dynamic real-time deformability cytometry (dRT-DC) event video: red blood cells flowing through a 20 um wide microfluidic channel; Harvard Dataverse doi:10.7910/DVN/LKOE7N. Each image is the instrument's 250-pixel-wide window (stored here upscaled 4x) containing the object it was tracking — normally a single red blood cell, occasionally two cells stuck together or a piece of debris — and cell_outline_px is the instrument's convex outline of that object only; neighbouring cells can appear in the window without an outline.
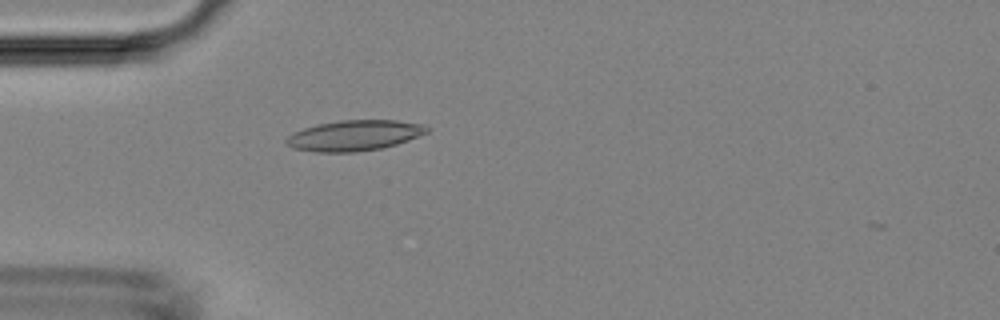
{"species": "Egyptian fruit bat (a non-hibernating species)", "species_latin": "Rousettus aegyptiacus", "temperature_condition": "room temperature", "stored_images_in_passage": 35, "camera_frame_rate_fps": 3000, "um_per_image_px": 0.085, "animal": {"sex": "female"}, "frame": {"image": 1, "passage_image": 1, "time_ms": 0.0, "image_size_px": [1000, 320], "cell_outline_px": [[428, 132], [408, 140], [396, 144], [380, 148], [356, 152], [316, 152], [292, 148], [284, 140], [292, 132], [316, 124], [340, 120], [396, 120], [420, 124], [428, 128]], "centroid_in_image_um": [30.07, 11.51], "position_along_channel_um": 54.9, "area_um2": 24.91}}
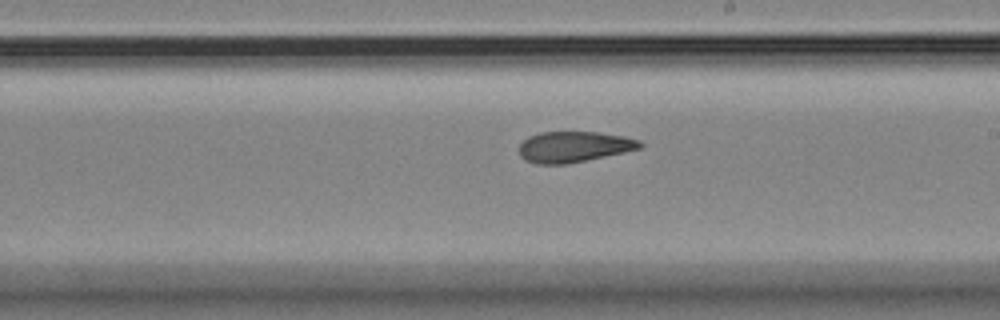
{"frame": {"image": 2, "passage_image": 15, "time_ms": 4.667, "image_size_px": [1000, 320], "cell_outline_px": [[644, 144], [640, 148], [624, 152], [568, 164], [536, 164], [524, 160], [520, 156], [520, 144], [528, 136], [540, 132], [596, 132], [624, 136], [640, 140]], "centroid_in_image_um": [48.77, 12.48], "position_along_channel_um": 240.2, "area_um2": 21.73}}
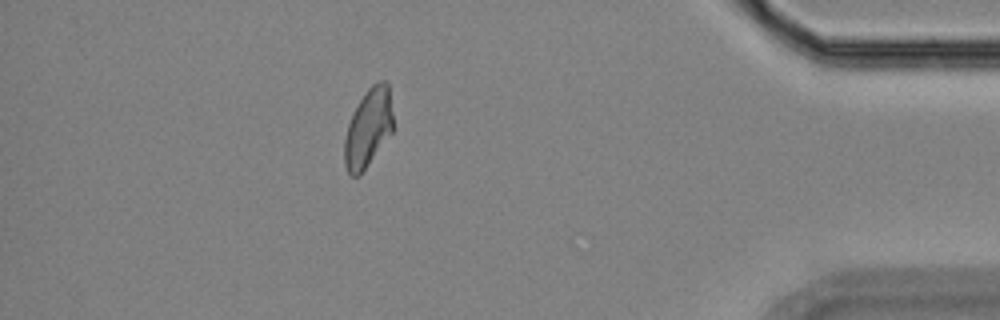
{"frame": {"image": 3, "passage_image": 30, "time_ms": 9.667, "image_size_px": [1000, 320], "cell_outline_px": [[392, 132], [360, 176], [352, 176], [348, 172], [344, 164], [344, 140], [348, 124], [364, 92], [372, 84], [380, 80], [388, 80], [392, 112]], "centroid_in_image_um": [31.3, 10.87], "position_along_channel_um": 403.9, "area_um2": 22.14}}